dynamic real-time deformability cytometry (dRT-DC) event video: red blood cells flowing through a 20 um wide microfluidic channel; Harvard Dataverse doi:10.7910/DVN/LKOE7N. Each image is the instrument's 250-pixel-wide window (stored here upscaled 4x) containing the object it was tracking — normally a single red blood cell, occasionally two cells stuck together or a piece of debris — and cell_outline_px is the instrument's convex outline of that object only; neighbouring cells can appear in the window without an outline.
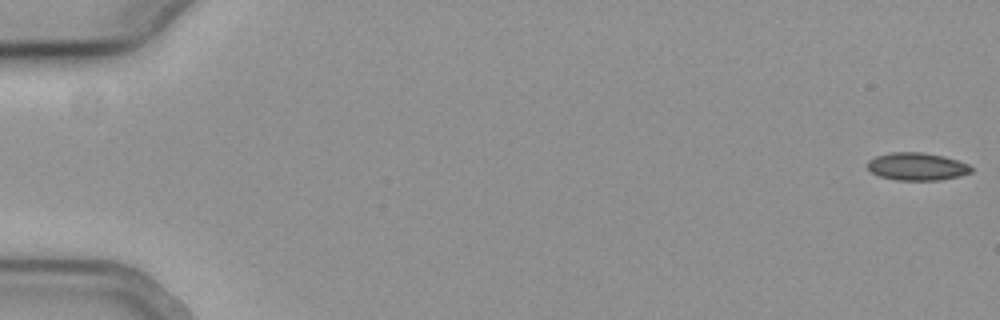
{"species": "common noctule bat (a hibernating species)", "species_latin": "Nyctalus noctula", "temperature_condition": "cold", "stored_images_in_passage": 56, "camera_frame_rate_fps": 3000, "um_per_image_px": 0.085, "animal": {"sex": "female", "body_mass_g": 19.3, "forearm_length_mm": 54.1}, "frame": {"image": 1, "passage_image": 1, "time_ms": 0.0, "image_size_px": [1000, 320], "cell_outline_px": [[972, 172], [960, 176], [940, 180], [896, 180], [880, 176], [872, 172], [868, 168], [868, 160], [876, 156], [888, 152], [924, 152], [944, 156], [968, 164], [972, 168]], "centroid_in_image_um": [77.95, 14.15], "position_along_channel_um": 7.1, "area_um2": 16.76}}
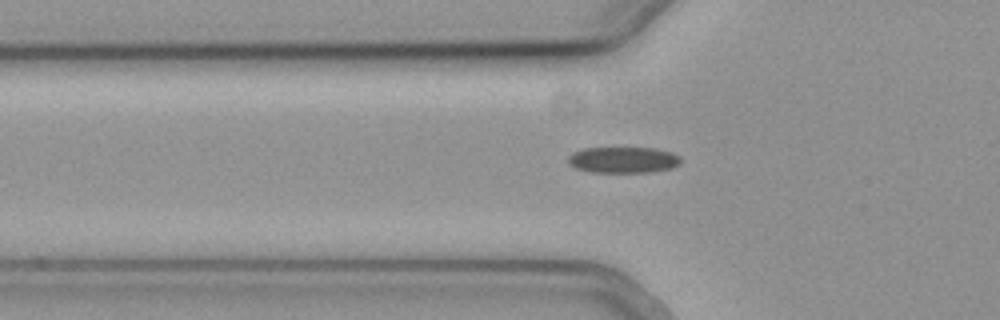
{"frame": {"image": 2, "passage_image": 20, "time_ms": 6.333, "image_size_px": [1000, 320], "cell_outline_px": [[680, 164], [672, 168], [652, 172], [592, 172], [576, 168], [568, 164], [568, 156], [572, 152], [584, 148], [652, 148], [672, 152], [680, 156]], "centroid_in_image_um": [52.97, 13.59], "position_along_channel_um": 72.8, "area_um2": 17.22}}
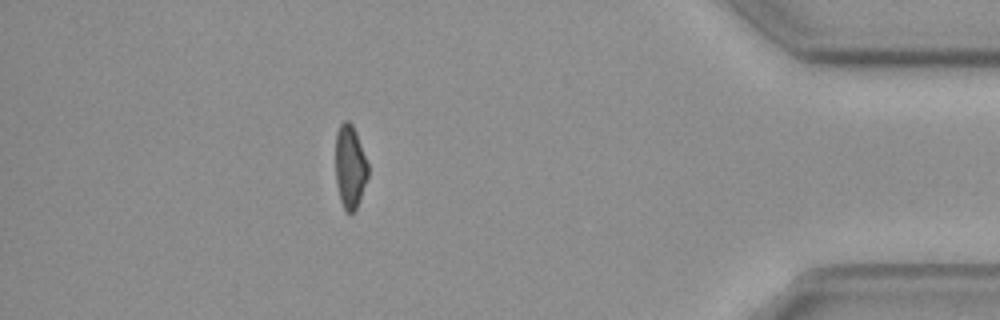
{"frame": {"image": 3, "passage_image": 50, "time_ms": 16.333, "image_size_px": [1000, 320], "cell_outline_px": [[368, 176], [356, 208], [352, 212], [344, 212], [340, 200], [336, 184], [336, 132], [340, 124], [344, 120], [348, 120], [352, 124], [356, 132], [368, 164]], "centroid_in_image_um": [29.74, 14.16], "position_along_channel_um": 405.5, "area_um2": 15.72}, "authors_computed_cell_mechanics": {"area_um2": 17.2244, "velocity_mm_per_s": 3.7873, "shape_relaxation_time_tau1_ms": 8.3626, "shape_relaxation_time_tau2_ms": 3.4892, "deformation_change_tau1": 0.1645, "deformation_change_tau2": 0.0871}}